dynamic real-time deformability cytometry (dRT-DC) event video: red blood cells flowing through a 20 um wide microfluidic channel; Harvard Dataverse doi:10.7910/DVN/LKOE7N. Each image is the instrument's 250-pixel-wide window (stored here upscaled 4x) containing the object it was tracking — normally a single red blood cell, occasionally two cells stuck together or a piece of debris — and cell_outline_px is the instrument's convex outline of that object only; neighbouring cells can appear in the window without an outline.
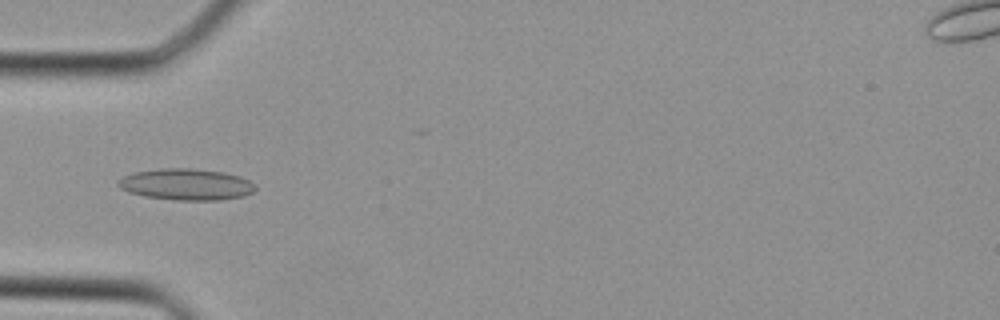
{"species": "Egyptian fruit bat (a non-hibernating species)", "species_latin": "Rousettus aegyptiacus", "temperature_condition": "cold", "stored_images_in_passage": 30, "camera_frame_rate_fps": 3000, "um_per_image_px": 0.085, "animal": {"sex": "female"}, "frame": {"image": 1, "passage_image": 5, "time_ms": 1.333, "image_size_px": [1000, 320], "cell_outline_px": [[256, 188], [252, 192], [244, 196], [220, 200], [176, 200], [144, 196], [128, 192], [120, 188], [116, 184], [116, 180], [124, 176], [136, 172], [160, 168], [188, 168], [224, 172], [240, 176], [256, 184]], "centroid_in_image_um": [15.82, 15.67], "position_along_channel_um": 69.2, "area_um2": 25.2}}
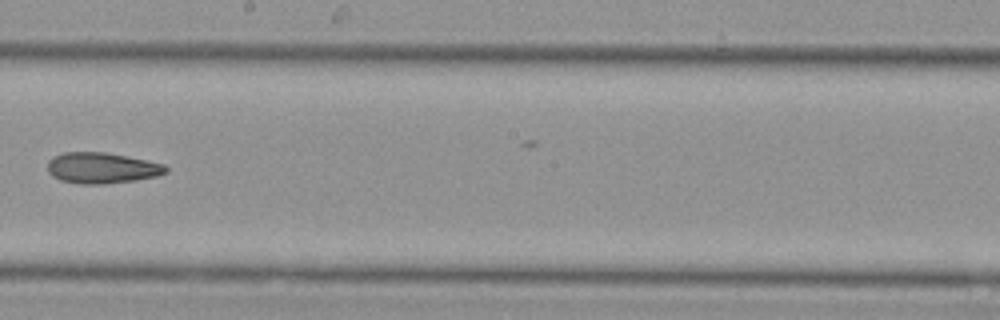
{"frame": {"image": 2, "passage_image": 15, "time_ms": 4.667, "image_size_px": [1000, 320], "cell_outline_px": [[168, 172], [156, 176], [136, 180], [100, 184], [80, 184], [60, 180], [52, 176], [48, 172], [48, 160], [52, 156], [64, 152], [104, 152], [128, 156], [164, 164], [168, 168]], "centroid_in_image_um": [8.64, 14.27], "position_along_channel_um": 239.6, "area_um2": 21.39}}
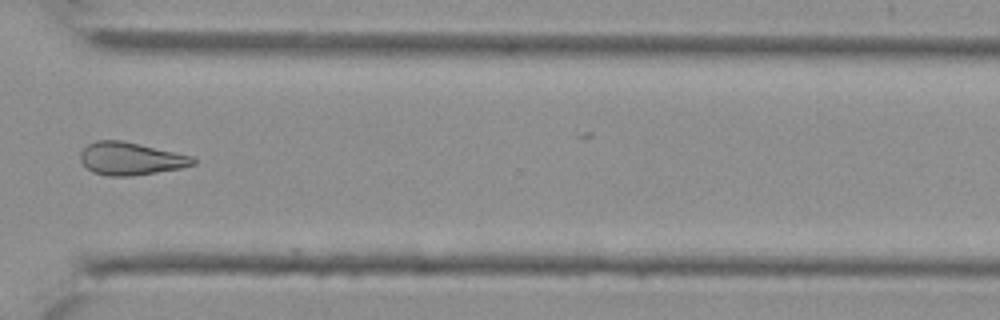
{"frame": {"image": 3, "passage_image": 22, "time_ms": 7.0, "image_size_px": [1000, 320], "cell_outline_px": [[196, 164], [180, 168], [132, 176], [108, 176], [92, 172], [80, 160], [80, 152], [88, 144], [96, 140], [120, 140], [192, 156], [196, 160]], "centroid_in_image_um": [11.08, 13.49], "position_along_channel_um": 359.5, "area_um2": 21.27}}